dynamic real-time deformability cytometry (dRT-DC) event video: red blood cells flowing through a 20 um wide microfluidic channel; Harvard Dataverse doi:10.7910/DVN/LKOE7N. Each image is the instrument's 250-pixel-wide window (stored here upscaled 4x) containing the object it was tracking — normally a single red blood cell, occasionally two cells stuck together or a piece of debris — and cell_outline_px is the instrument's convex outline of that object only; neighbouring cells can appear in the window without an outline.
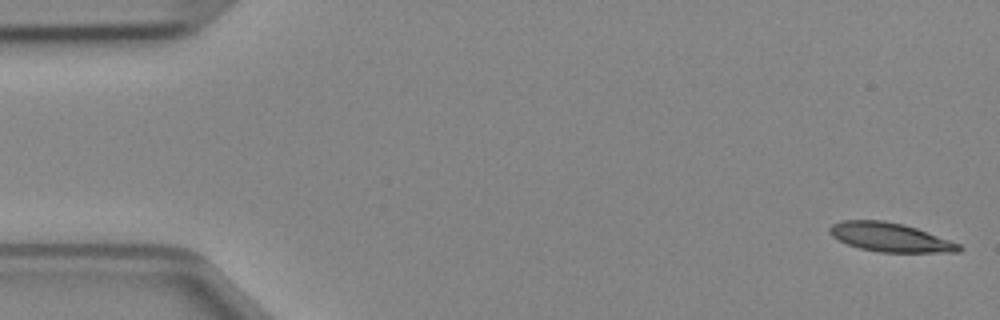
{"species": "Egyptian fruit bat (a non-hibernating species)", "species_latin": "Rousettus aegyptiacus", "temperature_condition": "cold", "stored_images_in_passage": 47, "camera_frame_rate_fps": 3000, "um_per_image_px": 0.085, "animal": {"sex": "female"}, "frame": {"image": 1, "passage_image": 1, "time_ms": 0.0, "image_size_px": [1000, 320], "cell_outline_px": [[964, 248], [960, 252], [880, 252], [860, 248], [848, 244], [832, 236], [828, 232], [828, 228], [832, 224], [840, 220], [884, 220], [904, 224], [916, 228], [960, 244]], "centroid_in_image_um": [75.65, 20.16], "position_along_channel_um": 9.4, "area_um2": 21.73}}
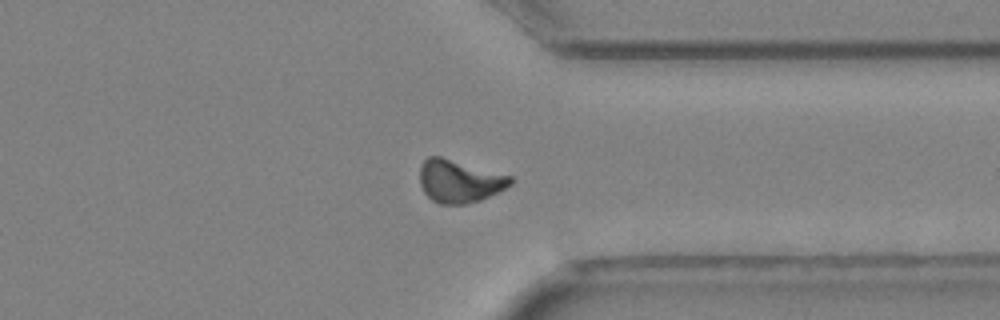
{"frame": {"image": 2, "passage_image": 36, "time_ms": 11.667, "image_size_px": [1000, 320], "cell_outline_px": [[512, 184], [480, 200], [464, 204], [440, 204], [432, 200], [424, 192], [420, 184], [420, 164], [428, 156], [440, 156], [512, 176]], "centroid_in_image_um": [39.01, 15.39], "position_along_channel_um": 372.4, "area_um2": 22.43}}
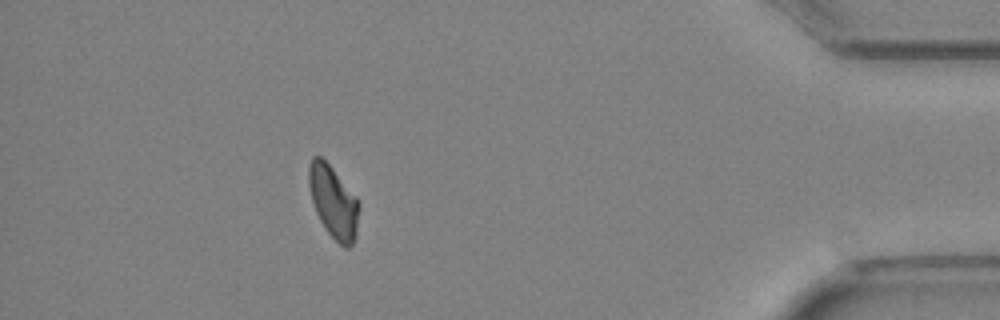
{"frame": {"image": 3, "passage_image": 42, "time_ms": 13.667, "image_size_px": [1000, 320], "cell_outline_px": [[360, 208], [356, 236], [352, 244], [348, 248], [344, 248], [328, 232], [320, 220], [316, 212], [312, 200], [308, 184], [308, 164], [312, 156], [320, 156], [332, 168], [356, 196], [360, 204]], "centroid_in_image_um": [28.34, 17.15], "position_along_channel_um": 406.9, "area_um2": 21.15}}